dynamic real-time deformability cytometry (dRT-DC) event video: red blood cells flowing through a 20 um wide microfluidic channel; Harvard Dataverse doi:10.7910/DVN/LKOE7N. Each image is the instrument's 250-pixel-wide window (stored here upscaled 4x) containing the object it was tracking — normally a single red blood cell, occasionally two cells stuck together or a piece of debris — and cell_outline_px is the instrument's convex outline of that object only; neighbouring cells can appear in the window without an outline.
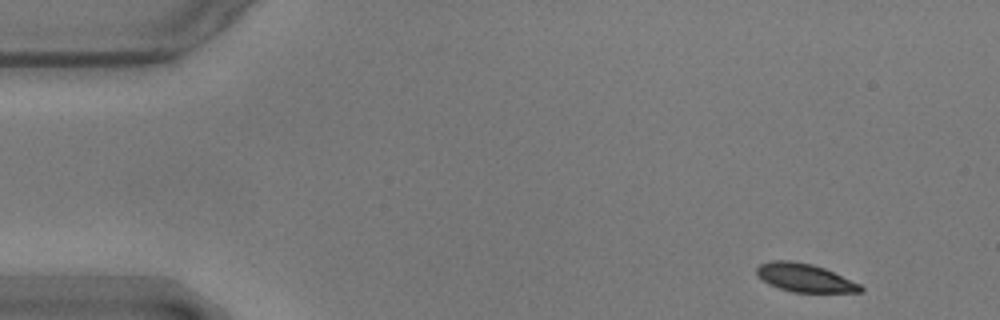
{"species": "common noctule bat (a hibernating species)", "species_latin": "Nyctalus noctula", "temperature_condition": "warm", "stored_images_in_passage": 53, "camera_frame_rate_fps": 3000, "um_per_image_px": 0.085, "animal": {"sex": "male", "body_mass_g": 17.9}, "frame": {"image": 1, "passage_image": 1, "time_ms": 0.0, "image_size_px": [1000, 320], "cell_outline_px": [[864, 288], [860, 292], [792, 292], [768, 284], [756, 272], [756, 268], [760, 264], [772, 260], [792, 260], [812, 264], [824, 268], [860, 284]], "centroid_in_image_um": [68.39, 23.6], "position_along_channel_um": 16.6, "area_um2": 16.94}}
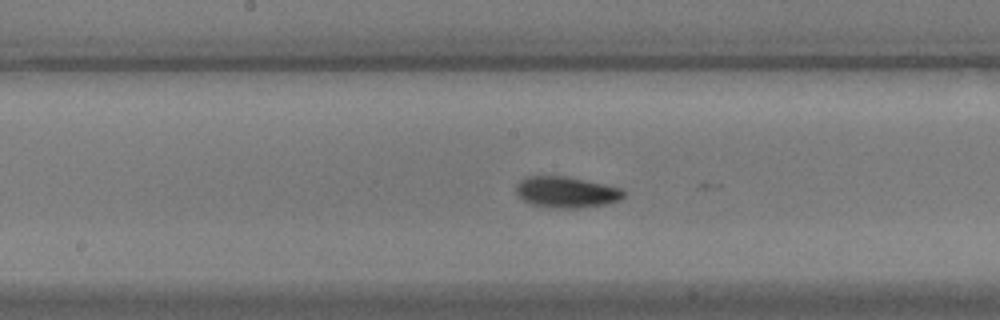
{"frame": {"image": 2, "passage_image": 25, "time_ms": 8.0, "image_size_px": [1000, 320], "cell_outline_px": [[624, 196], [620, 200], [608, 204], [580, 208], [548, 208], [532, 204], [524, 200], [516, 192], [516, 184], [524, 176], [568, 176], [604, 184], [620, 188], [624, 192]], "centroid_in_image_um": [48.13, 16.33], "position_along_channel_um": 200.1, "area_um2": 19.65}}
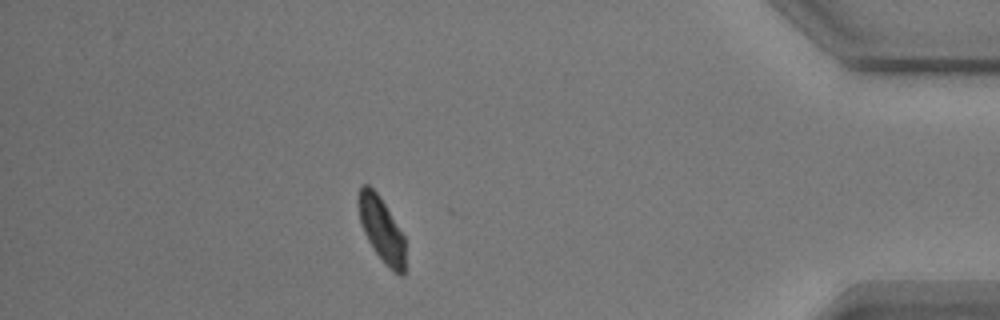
{"frame": {"image": 3, "passage_image": 46, "time_ms": 15.0, "image_size_px": [1000, 320], "cell_outline_px": [[404, 276], [400, 276], [388, 268], [384, 264], [368, 240], [364, 232], [360, 220], [356, 204], [356, 196], [360, 184], [368, 184], [380, 196], [404, 236]], "centroid_in_image_um": [32.38, 19.45], "position_along_channel_um": 402.8, "area_um2": 17.8}, "authors_computed_cell_mechanics": {"area_um2": 18.3804, "velocity_mm_per_s": 3.5352, "shape_relaxation_time_tau1_ms": 2.459, "shape_relaxation_time_tau2_ms": 6.3081, "deformation_change_tau1": 0.0916, "deformation_change_tau2": 0.0968}}